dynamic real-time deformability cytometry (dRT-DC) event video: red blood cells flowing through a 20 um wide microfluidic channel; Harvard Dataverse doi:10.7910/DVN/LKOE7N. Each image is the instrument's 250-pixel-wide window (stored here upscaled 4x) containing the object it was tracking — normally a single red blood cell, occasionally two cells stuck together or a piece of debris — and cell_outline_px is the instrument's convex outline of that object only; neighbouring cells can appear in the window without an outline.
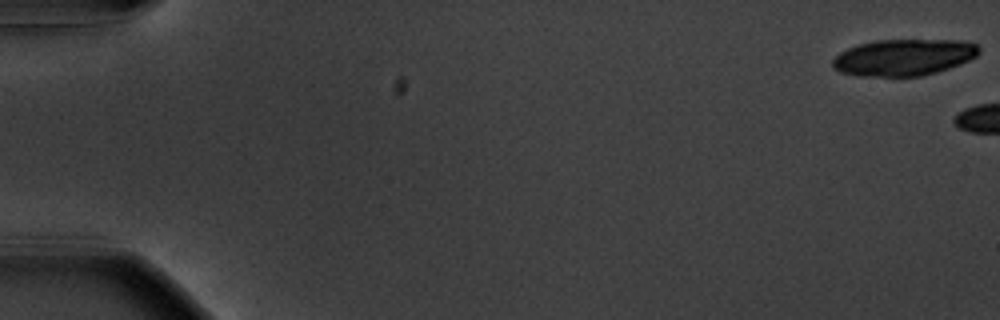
{"species": "common noctule bat (a hibernating species)", "species_latin": "Nyctalus noctula", "temperature_condition": "warm", "stored_images_in_passage": 5, "camera_frame_rate_fps": 3000, "um_per_image_px": 0.085, "animal": {"sex": "male", "body_mass_g": 20.1, "forearm_length_mm": 53.5}, "frame": {"image": 1, "passage_image": 1, "time_ms": 0.0, "image_size_px": [1000, 320], "cell_outline_px": [[980, 52], [976, 56], [960, 64], [936, 72], [920, 76], [860, 76], [840, 72], [832, 68], [832, 60], [840, 52], [848, 48], [860, 44], [876, 40], [964, 40], [976, 44], [980, 48]], "centroid_in_image_um": [76.81, 4.87], "position_along_channel_um": 8.2, "area_um2": 31.15}}